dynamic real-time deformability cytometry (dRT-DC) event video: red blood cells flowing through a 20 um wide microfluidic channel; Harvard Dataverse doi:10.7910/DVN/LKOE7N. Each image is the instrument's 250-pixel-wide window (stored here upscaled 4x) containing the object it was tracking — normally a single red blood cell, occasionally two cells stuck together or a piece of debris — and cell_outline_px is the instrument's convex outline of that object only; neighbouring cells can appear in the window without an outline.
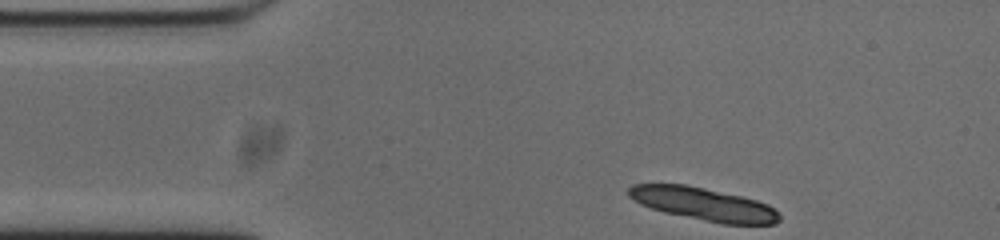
{"species": "common noctule bat (a hibernating species)", "species_latin": "Nyctalus noctula", "temperature_condition": "cold", "stored_images_in_passage": 36, "segment_of_instrument_passage": [1, 2], "camera_frame_rate_fps": 3000, "um_per_image_px": 0.085, "animal": {"sex": "male", "body_mass_g": 20.0, "forearm_length_mm": 53.3}, "frame": {"image": 1, "passage_image": 1, "time_ms": 0.0, "image_size_px": [1000, 240], "cell_outline_px": [[780, 220], [776, 224], [720, 224], [664, 212], [640, 204], [628, 196], [628, 188], [632, 184], [688, 184], [740, 196], [756, 200], [768, 204], [780, 216]], "centroid_in_image_um": [59.79, 17.34], "position_along_channel_um": 25.2, "area_um2": 28.84}}